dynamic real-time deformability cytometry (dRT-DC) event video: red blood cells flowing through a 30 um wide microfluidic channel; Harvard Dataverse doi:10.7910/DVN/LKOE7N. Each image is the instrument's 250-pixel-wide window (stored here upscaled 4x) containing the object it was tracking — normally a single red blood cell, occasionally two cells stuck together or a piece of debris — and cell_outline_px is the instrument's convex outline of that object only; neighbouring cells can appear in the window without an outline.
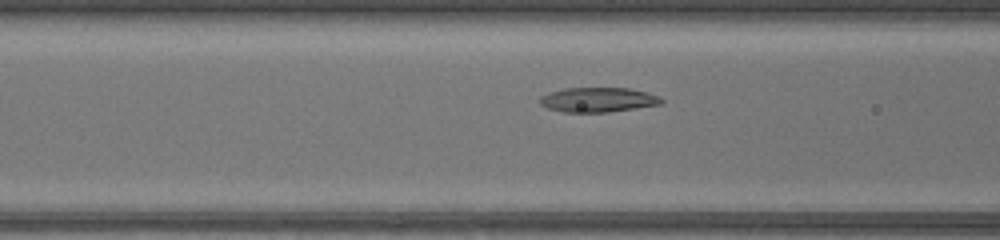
{"species": "common noctule bat (a hibernating species)", "species_latin": "Nyctalus noctula", "temperature_condition": "warm", "stored_images_in_passage": 38, "camera_frame_rate_fps": 3000, "um_per_image_px": 0.085, "animal": {"sex": "female", "body_mass_g": 17.0, "forearm_length_mm": 48.0}, "frame": {"image": 1, "passage_image": 11, "time_ms": 3.333, "image_size_px": [1000, 240], "cell_outline_px": [[664, 100], [660, 104], [608, 112], [564, 112], [548, 108], [540, 104], [540, 96], [548, 92], [564, 88], [628, 88], [644, 92], [656, 96]], "centroid_in_image_um": [50.76, 8.48], "position_along_channel_um": 115.8, "area_um2": 17.22}}
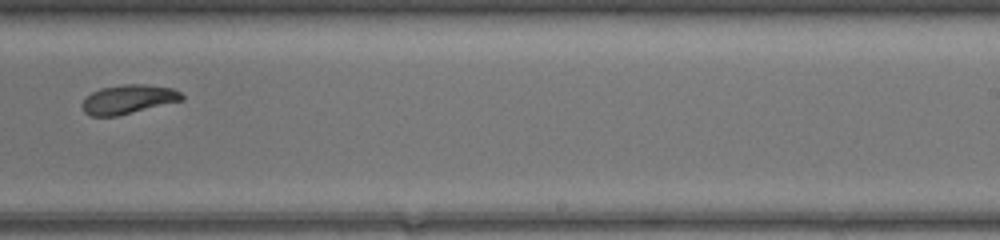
{"frame": {"image": 2, "passage_image": 22, "time_ms": 7.0, "image_size_px": [1000, 240], "cell_outline_px": [[184, 100], [116, 116], [88, 116], [84, 112], [80, 104], [92, 92], [100, 88], [124, 84], [144, 84], [172, 88], [180, 92], [184, 96]], "centroid_in_image_um": [10.89, 8.44], "position_along_channel_um": 278.1, "area_um2": 16.88}}
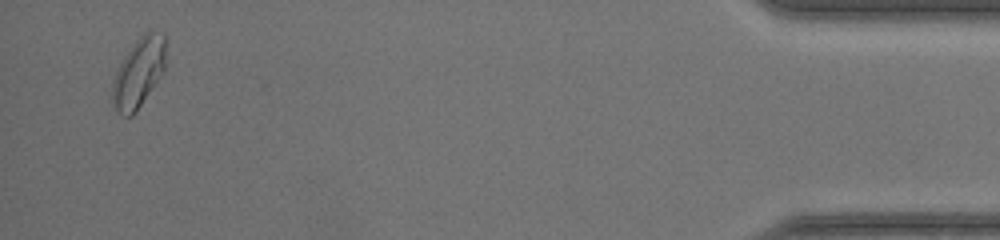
{"frame": {"image": 3, "passage_image": 37, "time_ms": 12.0, "image_size_px": [1000, 240], "cell_outline_px": [[164, 68], [136, 112], [132, 116], [124, 116], [116, 108], [112, 96], [112, 84], [116, 72], [124, 56], [140, 36], [144, 32], [152, 32], [164, 36]], "centroid_in_image_um": [11.75, 6.19], "position_along_channel_um": 423.4, "area_um2": 20.58}}